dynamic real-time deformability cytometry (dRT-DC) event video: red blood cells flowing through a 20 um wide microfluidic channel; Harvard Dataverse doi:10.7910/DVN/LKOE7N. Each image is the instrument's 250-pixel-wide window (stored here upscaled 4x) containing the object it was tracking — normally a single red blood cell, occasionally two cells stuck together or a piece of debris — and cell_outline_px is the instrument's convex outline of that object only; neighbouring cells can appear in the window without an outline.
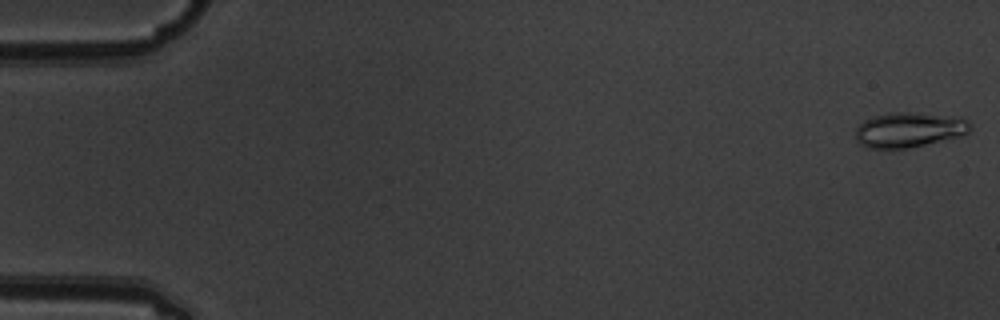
{"species": "common noctule bat (a hibernating species)", "species_latin": "Nyctalus noctula", "temperature_condition": "warm", "stored_images_in_passage": 5, "camera_frame_rate_fps": 3000, "um_per_image_px": 0.085, "animal": {"sex": "male", "body_mass_g": 19.5, "forearm_length_mm": 54.6}, "frame": {"image": 1, "passage_image": 1, "time_ms": 0.0, "image_size_px": [1000, 320], "cell_outline_px": [[972, 128], [968, 132], [960, 136], [908, 148], [868, 148], [860, 144], [856, 140], [856, 128], [864, 120], [872, 116], [888, 112], [912, 112], [960, 116], [968, 120], [972, 124]], "centroid_in_image_um": [77.29, 11.01], "position_along_channel_um": 7.7, "area_um2": 23.7}}